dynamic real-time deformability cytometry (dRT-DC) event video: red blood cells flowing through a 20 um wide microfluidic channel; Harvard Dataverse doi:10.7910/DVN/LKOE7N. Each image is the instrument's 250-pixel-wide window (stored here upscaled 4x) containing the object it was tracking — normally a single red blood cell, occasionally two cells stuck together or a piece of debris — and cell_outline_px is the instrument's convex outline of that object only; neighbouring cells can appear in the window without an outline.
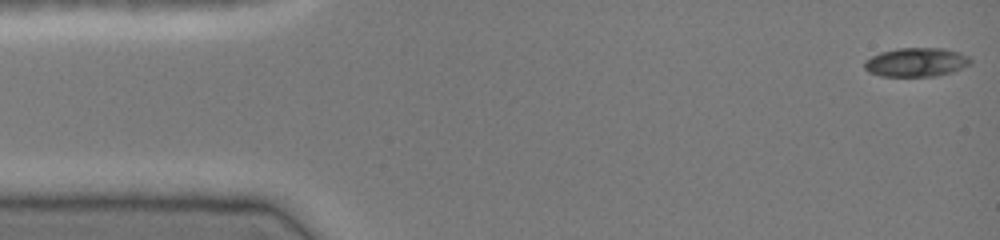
{"species": "common noctule bat (a hibernating species)", "species_latin": "Nyctalus noctula", "temperature_condition": "cold", "stored_images_in_passage": 46, "camera_frame_rate_fps": 3000, "um_per_image_px": 0.085, "animal": {"sex": "female", "body_mass_g": 19.0, "forearm_length_mm": 51.5}, "frame": {"image": 1, "passage_image": 1, "time_ms": 0.0, "image_size_px": [1000, 240], "cell_outline_px": [[972, 64], [952, 72], [936, 76], [880, 76], [868, 72], [864, 68], [864, 60], [880, 52], [896, 48], [944, 48], [960, 52], [968, 56], [972, 60]], "centroid_in_image_um": [77.89, 5.28], "position_along_channel_um": 7.1, "area_um2": 18.09}}
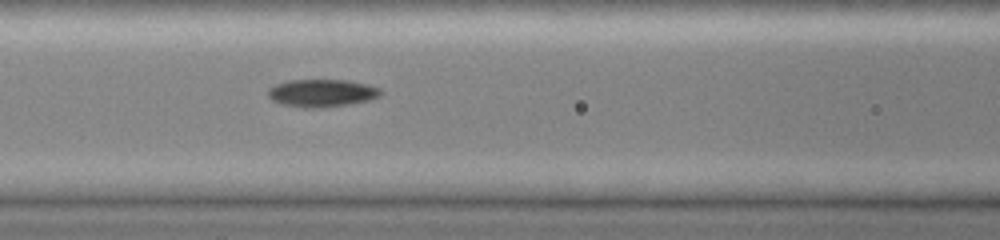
{"frame": {"image": 2, "passage_image": 19, "time_ms": 6.0, "image_size_px": [1000, 240], "cell_outline_px": [[384, 92], [380, 96], [368, 100], [348, 104], [320, 108], [304, 108], [284, 104], [272, 100], [268, 96], [268, 88], [276, 84], [288, 80], [348, 80], [368, 84], [380, 88]], "centroid_in_image_um": [27.38, 7.9], "position_along_channel_um": 139.2, "area_um2": 18.21}}
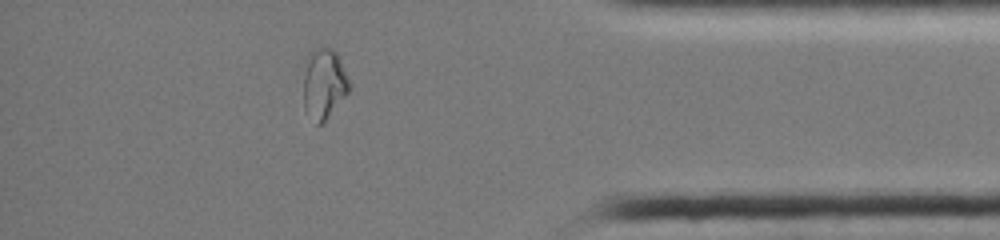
{"frame": {"image": 3, "passage_image": 40, "time_ms": 13.0, "image_size_px": [1000, 240], "cell_outline_px": [[352, 84], [348, 92], [324, 124], [316, 124], [304, 108], [304, 76], [308, 52], [312, 48], [332, 48], [336, 52]], "centroid_in_image_um": [27.55, 7.12], "position_along_channel_um": 407.6, "area_um2": 18.96}, "authors_computed_cell_mechanics": {"area_um2": 17.8602, "velocity_mm_per_s": 4.098, "shape_relaxation_time_tau1_ms": null, "shape_relaxation_time_tau2_ms": 2.4897, "deformation_change_tau1": null, "deformation_change_tau2": 0.0659}}